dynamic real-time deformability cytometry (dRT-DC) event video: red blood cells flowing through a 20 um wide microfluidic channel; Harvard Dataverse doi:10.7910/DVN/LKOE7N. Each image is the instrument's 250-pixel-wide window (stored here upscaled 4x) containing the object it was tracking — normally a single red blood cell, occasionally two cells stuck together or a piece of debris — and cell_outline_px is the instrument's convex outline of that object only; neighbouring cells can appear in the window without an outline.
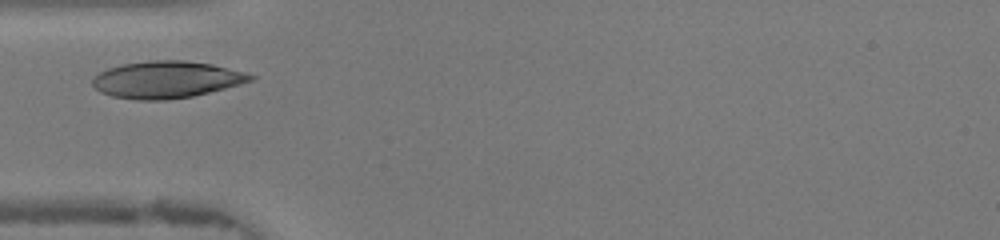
{"species": "human", "species_latin": "Homo sapiens", "temperature_condition": "warm", "stored_images_in_passage": 27, "camera_frame_rate_fps": 3000, "um_per_image_px": 0.085, "donor": {"sex": "female"}, "frame": {"image": 1, "passage_image": 5, "time_ms": 1.333, "image_size_px": [1000, 240], "cell_outline_px": [[256, 76], [252, 80], [224, 88], [192, 96], [164, 100], [136, 100], [112, 96], [100, 92], [92, 84], [92, 76], [108, 68], [120, 64], [152, 60], [184, 60], [212, 64], [244, 72]], "centroid_in_image_um": [14.09, 6.76], "position_along_channel_um": 70.9, "area_um2": 33.87}}
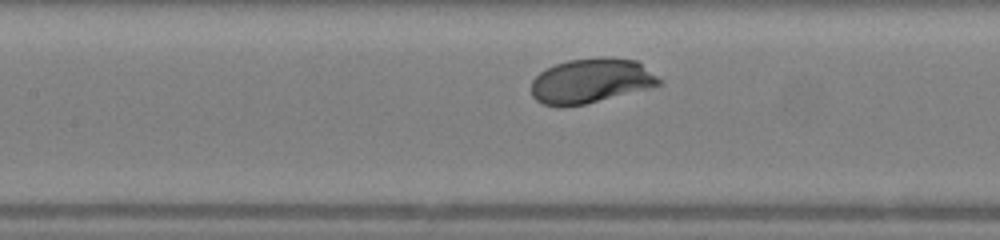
{"frame": {"image": 2, "passage_image": 11, "time_ms": 3.333, "image_size_px": [1000, 240], "cell_outline_px": [[664, 84], [584, 104], [560, 108], [544, 104], [536, 100], [532, 96], [532, 80], [540, 72], [556, 64], [568, 60], [600, 56], [604, 56], [636, 60], [664, 80]], "centroid_in_image_um": [50.25, 6.86], "position_along_channel_um": 157.2, "area_um2": 33.47}}
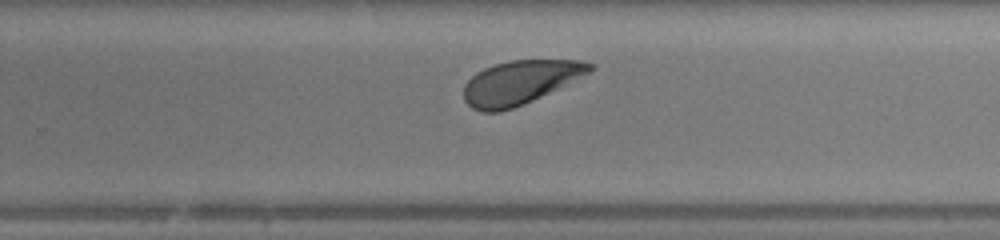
{"frame": {"image": 3, "passage_image": 20, "time_ms": 6.333, "image_size_px": [1000, 240], "cell_outline_px": [[596, 68], [592, 72], [548, 92], [512, 108], [500, 112], [480, 112], [472, 108], [464, 100], [464, 84], [476, 72], [484, 68], [508, 60], [584, 60], [596, 64]], "centroid_in_image_um": [44.21, 6.98], "position_along_channel_um": 285.6, "area_um2": 31.96}, "authors_computed_cell_mechanics": {"area_um2": 32.946, "velocity_mm_per_s": 4.2988, "shape_relaxation_time_tau1_ms": 1.5743, "shape_relaxation_time_tau2_ms": null, "deformation_change_tau1": 0.1225, "deformation_change_tau2": null}}